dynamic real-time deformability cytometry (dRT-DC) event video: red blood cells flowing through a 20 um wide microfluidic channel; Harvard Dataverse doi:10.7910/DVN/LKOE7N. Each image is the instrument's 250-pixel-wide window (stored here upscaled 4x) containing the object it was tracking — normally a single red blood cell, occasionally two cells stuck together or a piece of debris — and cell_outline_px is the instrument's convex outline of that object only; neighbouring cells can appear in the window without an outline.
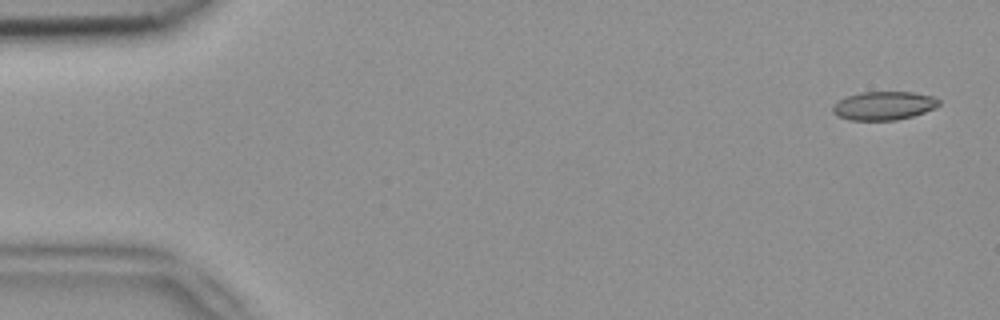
{"species": "common noctule bat (a hibernating species)", "species_latin": "Nyctalus noctula", "temperature_condition": "room temperature", "stored_images_in_passage": 4, "camera_frame_rate_fps": 3000, "um_per_image_px": 0.085, "animal": {"sex": "female", "body_mass_g": 18.4}, "frame": {"image": 1, "passage_image": 1, "time_ms": 0.0, "image_size_px": [1000, 320], "cell_outline_px": [[940, 104], [936, 108], [912, 116], [896, 120], [852, 120], [836, 116], [832, 112], [832, 108], [840, 100], [848, 96], [860, 92], [912, 92], [932, 96], [940, 100]], "centroid_in_image_um": [75.14, 8.99], "position_along_channel_um": 9.9, "area_um2": 17.57}}
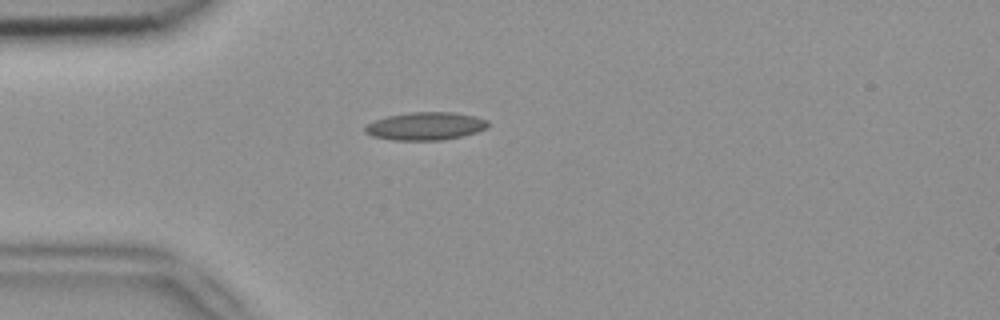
{"frame": {"image": 2, "passage_image": 4, "time_ms": 1.0, "image_size_px": [1000, 320], "cell_outline_px": [[488, 128], [476, 132], [460, 136], [440, 140], [392, 140], [372, 136], [364, 132], [364, 124], [388, 116], [408, 112], [452, 112], [476, 116], [488, 120]], "centroid_in_image_um": [36.14, 10.71], "position_along_channel_um": 48.9, "area_um2": 20.06}}